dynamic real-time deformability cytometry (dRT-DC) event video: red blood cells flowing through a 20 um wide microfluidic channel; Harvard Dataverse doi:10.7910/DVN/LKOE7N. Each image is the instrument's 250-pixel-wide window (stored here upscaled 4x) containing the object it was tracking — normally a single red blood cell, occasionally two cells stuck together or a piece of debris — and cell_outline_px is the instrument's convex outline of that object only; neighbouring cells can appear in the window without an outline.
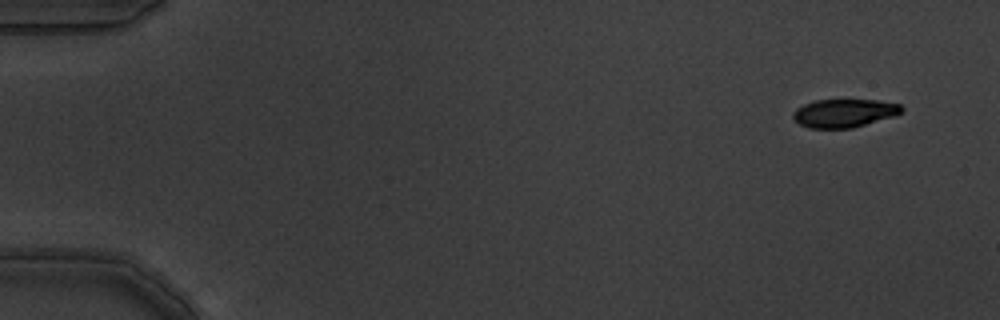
{"species": "common noctule bat (a hibernating species)", "species_latin": "Nyctalus noctula", "temperature_condition": "warm", "stored_images_in_passage": 3, "camera_frame_rate_fps": 3000, "um_per_image_px": 0.085, "animal": {"sex": "male", "body_mass_g": 19.5, "forearm_length_mm": 54.6}, "frame": {"image": 1, "passage_image": 1, "time_ms": 0.0, "image_size_px": [1000, 320], "cell_outline_px": [[904, 108], [896, 116], [852, 128], [808, 128], [800, 124], [792, 116], [792, 112], [796, 108], [804, 104], [816, 100], [880, 100], [900, 104]], "centroid_in_image_um": [71.77, 9.61], "position_along_channel_um": 13.2, "area_um2": 17.98}}